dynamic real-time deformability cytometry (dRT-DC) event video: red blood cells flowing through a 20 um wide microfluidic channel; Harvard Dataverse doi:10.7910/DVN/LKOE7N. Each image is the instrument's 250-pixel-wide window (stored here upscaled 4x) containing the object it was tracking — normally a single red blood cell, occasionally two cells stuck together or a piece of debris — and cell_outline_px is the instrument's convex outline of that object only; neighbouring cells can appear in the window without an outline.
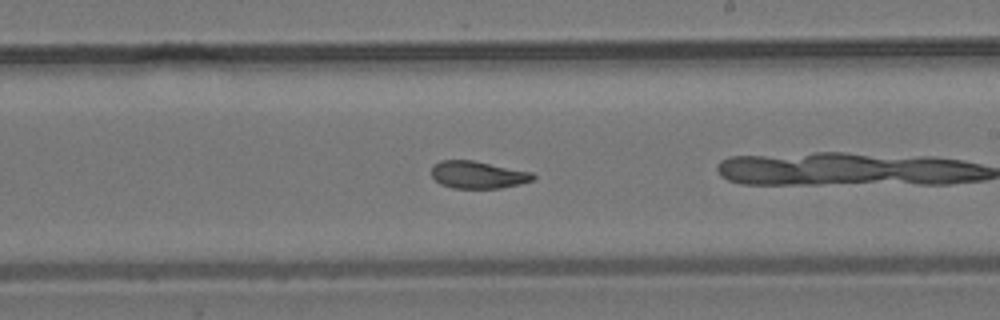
{"species": "common noctule bat (a hibernating species)", "species_latin": "Nyctalus noctula", "temperature_condition": "room temperature", "stored_images_in_passage": 40, "camera_frame_rate_fps": 3000, "um_per_image_px": 0.085, "animal": {"sex": "male", "body_mass_g": 19.2, "forearm_length_mm": 51.8}, "frame": {"image": 1, "passage_image": 29, "time_ms": 9.333, "image_size_px": [1000, 320], "cell_outline_px": [[536, 176], [532, 180], [520, 184], [500, 188], [452, 188], [440, 184], [432, 176], [432, 164], [440, 160], [472, 160], [532, 172]], "centroid_in_image_um": [40.6, 14.85], "position_along_channel_um": 248.4, "area_um2": 16.18}}